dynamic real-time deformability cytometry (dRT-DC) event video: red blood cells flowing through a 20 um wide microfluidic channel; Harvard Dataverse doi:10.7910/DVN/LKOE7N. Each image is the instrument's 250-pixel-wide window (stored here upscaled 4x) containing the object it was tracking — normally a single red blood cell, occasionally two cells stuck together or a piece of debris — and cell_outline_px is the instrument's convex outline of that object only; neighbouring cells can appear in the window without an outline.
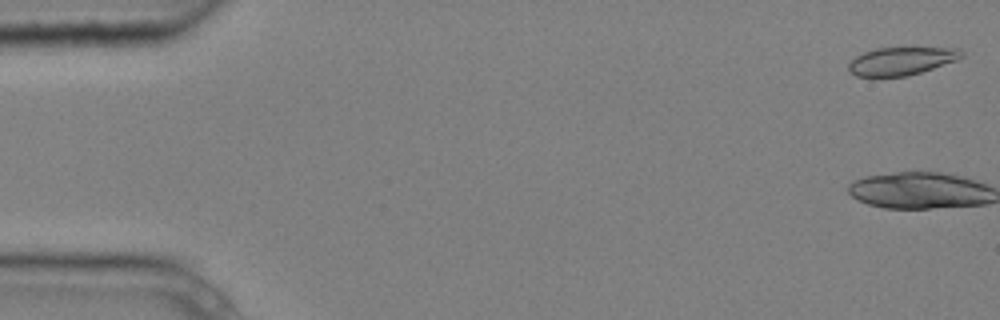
{"species": "common noctule bat (a hibernating species)", "species_latin": "Nyctalus noctula", "temperature_condition": "cold", "stored_images_in_passage": 5, "camera_frame_rate_fps": 3000, "um_per_image_px": 0.085, "animal": {"sex": "male", "body_mass_g": 20.4}, "frame": {"image": 1, "passage_image": 1, "time_ms": 0.0, "image_size_px": [1000, 320], "cell_outline_px": [[964, 56], [956, 60], [908, 76], [872, 80], [856, 76], [848, 68], [848, 64], [856, 56], [864, 52], [876, 48], [956, 48], [964, 52]], "centroid_in_image_um": [76.54, 5.24], "position_along_channel_um": 8.5, "area_um2": 18.84}}